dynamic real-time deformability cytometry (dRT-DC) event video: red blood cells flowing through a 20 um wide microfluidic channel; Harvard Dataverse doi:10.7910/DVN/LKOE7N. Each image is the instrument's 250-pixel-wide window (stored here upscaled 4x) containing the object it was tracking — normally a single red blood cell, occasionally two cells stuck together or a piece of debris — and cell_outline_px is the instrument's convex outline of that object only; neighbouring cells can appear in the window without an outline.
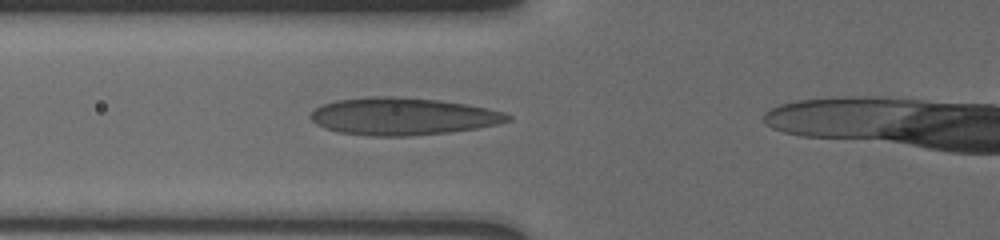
{"species": "human", "species_latin": "Homo sapiens", "temperature_condition": "cold", "stored_images_in_passage": 2, "camera_frame_rate_fps": 3000, "um_per_image_px": 0.085, "donor": {"sex": "male"}, "frame": {"image": 1, "passage_image": 2, "time_ms": 1.0, "image_size_px": [1000, 240], "cell_outline_px": [[512, 120], [500, 124], [476, 128], [448, 132], [408, 136], [372, 136], [340, 132], [324, 128], [316, 124], [308, 116], [316, 108], [324, 104], [336, 100], [372, 96], [392, 96], [440, 100], [488, 108], [504, 112], [512, 116]], "centroid_in_image_um": [34.25, 9.89], "position_along_channel_um": 91.5, "area_um2": 42.89}}